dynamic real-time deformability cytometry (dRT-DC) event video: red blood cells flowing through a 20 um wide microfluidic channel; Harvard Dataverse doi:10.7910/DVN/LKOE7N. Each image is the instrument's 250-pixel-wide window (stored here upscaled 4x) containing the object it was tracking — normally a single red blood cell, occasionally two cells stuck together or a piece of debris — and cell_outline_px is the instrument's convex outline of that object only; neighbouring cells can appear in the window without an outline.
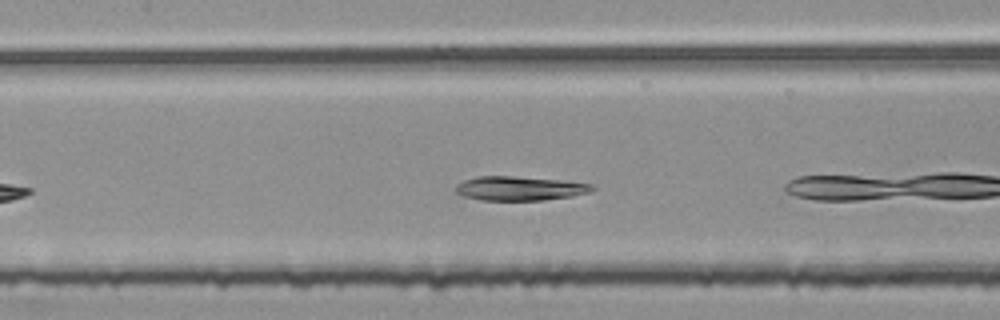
{"species": "common noctule bat (a hibernating species)", "species_latin": "Nyctalus noctula", "temperature_condition": "room temperature", "stored_images_in_passage": 8, "camera_frame_rate_fps": 3000, "um_per_image_px": 0.085, "animal": {"sex": "female", "body_mass_g": 25.1}, "frame": {"image": 1, "passage_image": 7, "time_ms": 2.0, "image_size_px": [1000, 320], "cell_outline_px": [[596, 188], [588, 192], [572, 196], [544, 200], [480, 200], [464, 196], [456, 192], [456, 184], [464, 180], [476, 176], [512, 176], [560, 180], [592, 184]], "centroid_in_image_um": [44.15, 16.01], "position_along_channel_um": 163.2, "area_um2": 19.13}}